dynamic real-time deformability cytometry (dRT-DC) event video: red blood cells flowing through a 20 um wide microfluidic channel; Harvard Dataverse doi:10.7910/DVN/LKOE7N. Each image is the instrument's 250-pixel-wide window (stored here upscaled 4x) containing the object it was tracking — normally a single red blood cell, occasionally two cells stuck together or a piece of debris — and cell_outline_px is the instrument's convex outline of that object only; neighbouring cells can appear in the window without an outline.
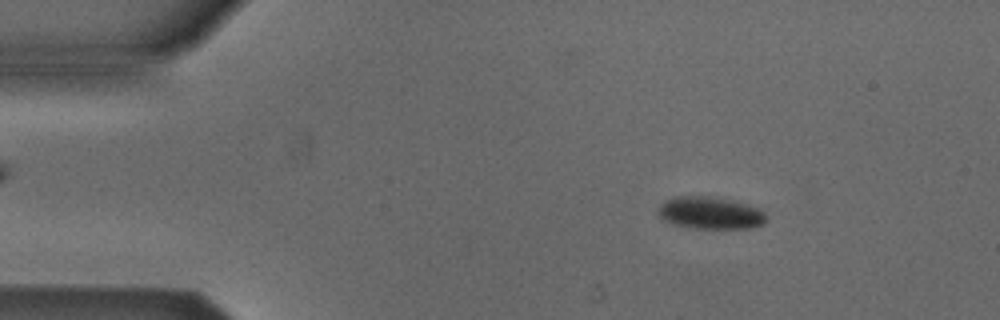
{"species": "Egyptian fruit bat (a non-hibernating species)", "species_latin": "Rousettus aegyptiacus", "temperature_condition": "cold", "stored_images_in_passage": 4, "segment_of_instrument_passage": [1, 2], "camera_frame_rate_fps": 3000, "um_per_image_px": 0.085, "animal": {"sex": "male"}, "frame": {"image": 1, "passage_image": 1, "time_ms": 0.0, "image_size_px": [1000, 320], "cell_outline_px": [[764, 224], [752, 228], [692, 228], [672, 224], [664, 220], [656, 212], [660, 204], [664, 200], [676, 196], [704, 196], [728, 200], [748, 204], [764, 212]], "centroid_in_image_um": [60.31, 18.1], "position_along_channel_um": 24.7, "area_um2": 20.17}}